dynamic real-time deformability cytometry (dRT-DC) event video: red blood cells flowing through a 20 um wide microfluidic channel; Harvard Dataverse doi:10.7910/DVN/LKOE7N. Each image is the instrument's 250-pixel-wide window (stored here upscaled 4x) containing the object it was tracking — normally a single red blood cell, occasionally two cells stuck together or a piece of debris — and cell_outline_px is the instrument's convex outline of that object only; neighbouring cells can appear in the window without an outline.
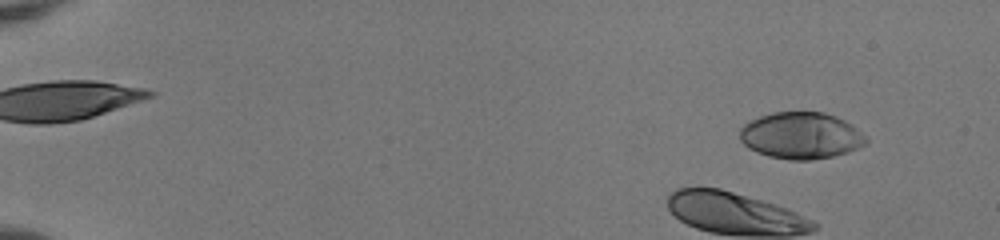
{"species": "human", "species_latin": "Homo sapiens", "temperature_condition": "room temperature", "stored_images_in_passage": 48, "camera_frame_rate_fps": 3000, "um_per_image_px": 0.085, "donor": {"sex": "female"}, "frame": {"image": 1, "passage_image": 1, "time_ms": 0.0, "image_size_px": [1000, 240], "cell_outline_px": [[868, 144], [848, 152], [832, 156], [812, 160], [788, 160], [768, 156], [756, 152], [748, 148], [740, 140], [740, 128], [748, 120], [772, 112], [824, 112], [836, 116], [852, 124], [868, 140]], "centroid_in_image_um": [68.07, 11.52], "position_along_channel_um": 16.9, "area_um2": 34.56}}
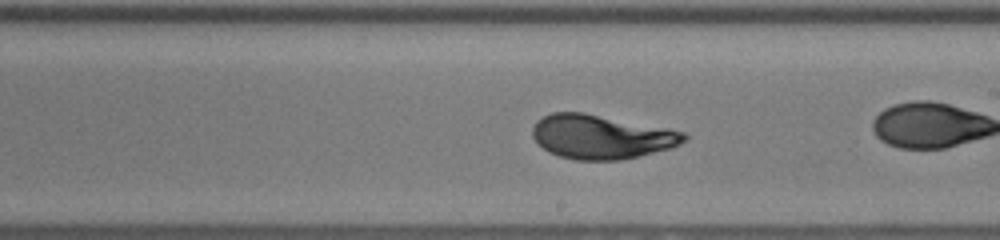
{"frame": {"image": 2, "passage_image": 27, "time_ms": 8.667, "image_size_px": [1000, 240], "cell_outline_px": [[688, 140], [672, 148], [620, 160], [576, 160], [560, 156], [548, 152], [532, 136], [532, 128], [536, 120], [552, 112], [584, 112], [668, 128], [684, 132], [688, 136]], "centroid_in_image_um": [51.12, 11.62], "position_along_channel_um": 237.9, "area_um2": 39.02}}
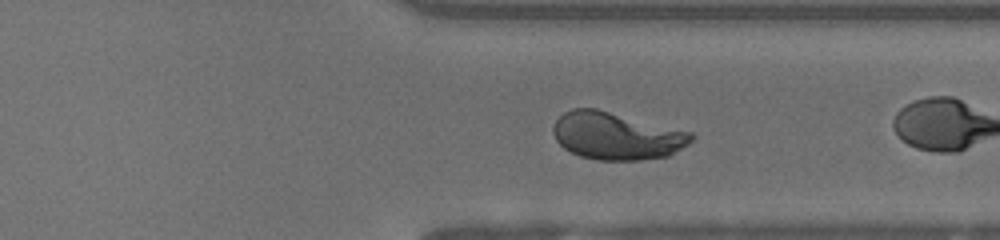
{"frame": {"image": 3, "passage_image": 36, "time_ms": 11.667, "image_size_px": [1000, 240], "cell_outline_px": [[696, 136], [688, 144], [668, 156], [640, 160], [596, 160], [580, 156], [564, 148], [556, 140], [552, 132], [552, 128], [556, 120], [564, 112], [572, 108], [596, 108], [692, 132]], "centroid_in_image_um": [52.39, 11.55], "position_along_channel_um": 359.0, "area_um2": 38.21}, "authors_computed_cell_mechanics": {"area_um2": 38.3792, "velocity_mm_per_s": 4.0325, "shape_relaxation_time_tau1_ms": 3.7509, "shape_relaxation_time_tau2_ms": null, "deformation_change_tau1": 0.1988, "deformation_change_tau2": null}}